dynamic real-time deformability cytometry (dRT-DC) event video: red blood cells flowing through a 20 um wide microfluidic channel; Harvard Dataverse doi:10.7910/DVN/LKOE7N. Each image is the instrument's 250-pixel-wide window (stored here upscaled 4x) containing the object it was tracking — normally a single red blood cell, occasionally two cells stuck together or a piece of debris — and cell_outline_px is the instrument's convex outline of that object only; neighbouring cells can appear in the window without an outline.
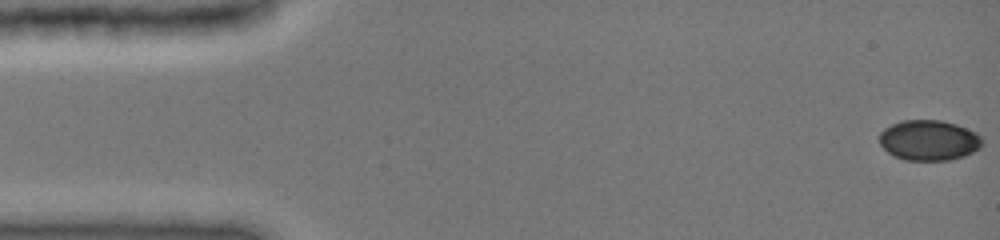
{"species": "common noctule bat (a hibernating species)", "species_latin": "Nyctalus noctula", "temperature_condition": "cold", "stored_images_in_passage": 48, "camera_frame_rate_fps": 3000, "um_per_image_px": 0.085, "animal": {"sex": "female", "body_mass_g": 19.0, "forearm_length_mm": 51.5}, "frame": {"image": 1, "passage_image": 1, "time_ms": 0.0, "image_size_px": [1000, 240], "cell_outline_px": [[984, 140], [980, 148], [964, 156], [948, 160], [904, 160], [888, 152], [880, 144], [880, 132], [884, 128], [892, 124], [904, 120], [940, 120], [956, 124], [976, 132]], "centroid_in_image_um": [78.97, 11.92], "position_along_channel_um": 6.0, "area_um2": 24.16}}
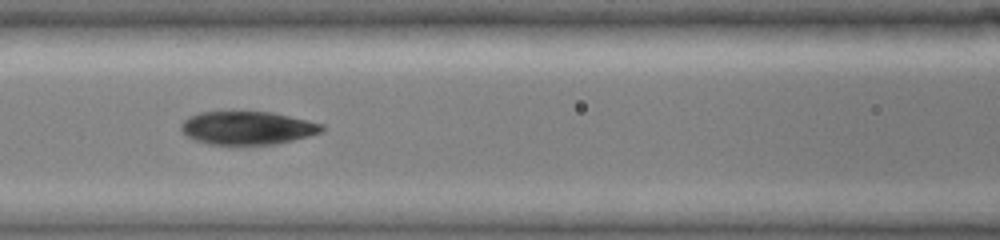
{"frame": {"image": 2, "passage_image": 21, "time_ms": 6.667, "image_size_px": [1000, 240], "cell_outline_px": [[324, 132], [276, 144], [208, 144], [196, 140], [188, 136], [180, 128], [180, 124], [188, 116], [200, 112], [272, 112], [308, 120], [324, 124]], "centroid_in_image_um": [21.05, 10.87], "position_along_channel_um": 145.5, "area_um2": 27.17}}
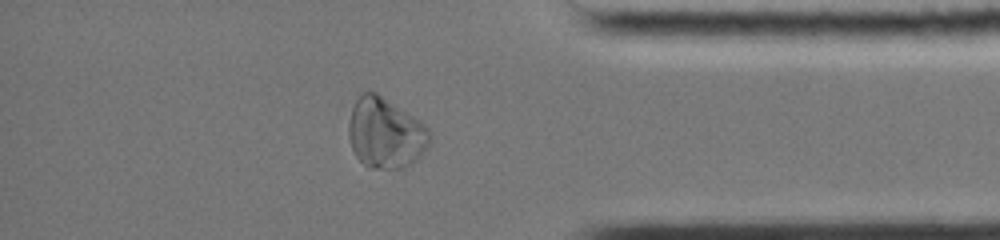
{"frame": {"image": 3, "passage_image": 41, "time_ms": 13.333, "image_size_px": [1000, 240], "cell_outline_px": [[432, 140], [428, 148], [412, 164], [404, 168], [368, 168], [356, 156], [352, 148], [348, 136], [348, 124], [352, 108], [356, 100], [364, 92], [376, 92], [420, 120], [428, 128], [432, 136]], "centroid_in_image_um": [32.79, 11.33], "position_along_channel_um": 402.4, "area_um2": 33.47}, "authors_computed_cell_mechanics": {"area_um2": 28.2064, "velocity_mm_per_s": 3.998, "shape_relaxation_time_tau1_ms": 2.1971, "shape_relaxation_time_tau2_ms": 4.8322, "deformation_change_tau1": 0.0789, "deformation_change_tau2": 0.0957}}